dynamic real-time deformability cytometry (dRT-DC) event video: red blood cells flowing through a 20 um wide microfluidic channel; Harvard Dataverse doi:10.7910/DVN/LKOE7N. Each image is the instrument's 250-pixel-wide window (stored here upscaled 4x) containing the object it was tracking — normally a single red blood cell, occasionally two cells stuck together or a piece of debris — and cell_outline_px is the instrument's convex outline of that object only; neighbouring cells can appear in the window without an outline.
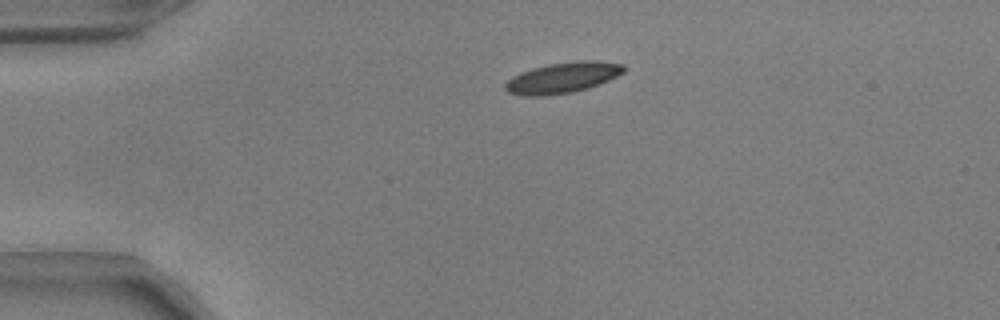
{"species": "common noctule bat (a hibernating species)", "species_latin": "Nyctalus noctula", "temperature_condition": "warm", "stored_images_in_passage": 36, "camera_frame_rate_fps": 3000, "um_per_image_px": 0.085, "animal": {"sex": "male", "body_mass_g": 17.9, "forearm_length_mm": 54.2}, "frame": {"image": 1, "passage_image": 1, "time_ms": 0.0, "image_size_px": [1000, 320], "cell_outline_px": [[624, 72], [608, 80], [588, 88], [572, 92], [540, 96], [528, 96], [508, 92], [504, 88], [504, 84], [512, 76], [520, 72], [532, 68], [552, 64], [576, 60], [596, 60], [624, 64]], "centroid_in_image_um": [47.82, 6.59], "position_along_channel_um": 37.2, "area_um2": 21.1}}
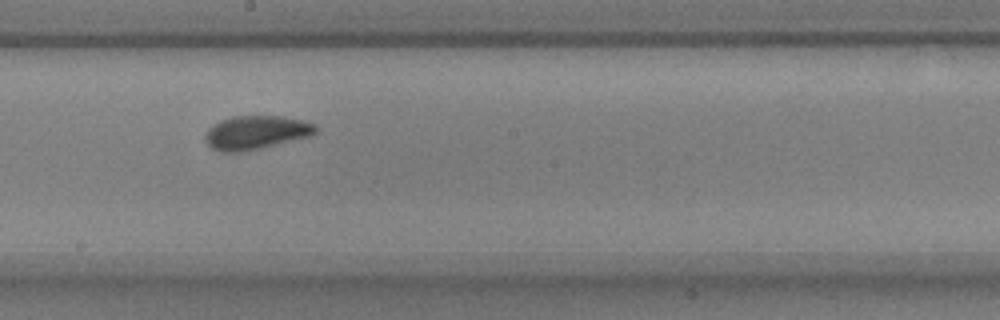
{"frame": {"image": 2, "passage_image": 19, "time_ms": 6.0, "image_size_px": [1000, 320], "cell_outline_px": [[320, 128], [312, 136], [260, 148], [240, 152], [220, 152], [212, 148], [204, 140], [204, 136], [208, 128], [212, 124], [220, 120], [232, 116], [280, 116], [304, 120], [316, 124]], "centroid_in_image_um": [21.77, 11.25], "position_along_channel_um": 226.4, "area_um2": 21.96}}
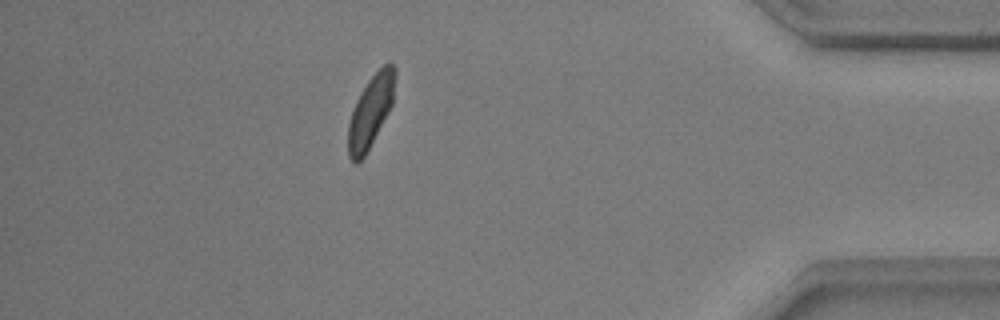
{"frame": {"image": 3, "passage_image": 36, "time_ms": 11.667, "image_size_px": [1000, 320], "cell_outline_px": [[396, 76], [392, 104], [388, 112], [364, 156], [356, 164], [348, 156], [348, 124], [356, 100], [360, 92], [368, 80], [384, 64], [392, 64], [396, 68]], "centroid_in_image_um": [31.5, 9.44], "position_along_channel_um": 403.7, "area_um2": 19.31}, "authors_computed_cell_mechanics": {"area_um2": 20.8658, "velocity_mm_per_s": 3.8255, "shape_relaxation_time_tau1_ms": 5.7273, "shape_relaxation_time_tau2_ms": 1.1109, "deformation_change_tau1": 0.1632, "deformation_change_tau2": 0.0557}}